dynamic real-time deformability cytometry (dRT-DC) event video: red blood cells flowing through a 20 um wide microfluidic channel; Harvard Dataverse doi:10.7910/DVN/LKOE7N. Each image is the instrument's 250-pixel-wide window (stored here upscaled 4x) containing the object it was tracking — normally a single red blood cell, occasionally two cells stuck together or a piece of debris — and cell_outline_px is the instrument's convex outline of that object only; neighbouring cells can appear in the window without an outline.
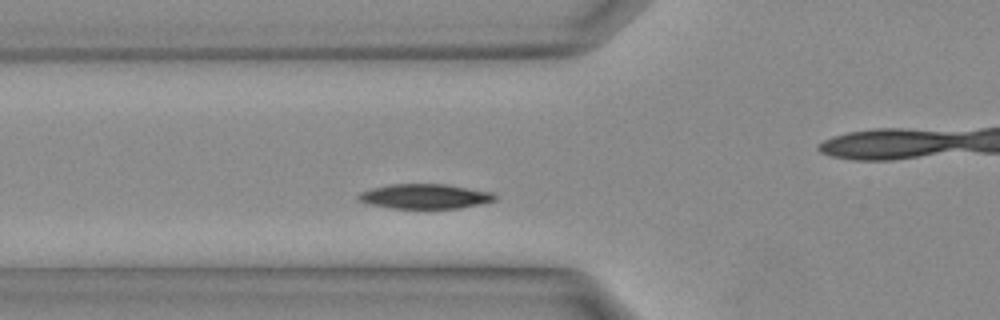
{"species": "Egyptian fruit bat (a non-hibernating species)", "species_latin": "Rousettus aegyptiacus", "temperature_condition": "warm", "stored_images_in_passage": 27, "camera_frame_rate_fps": 3000, "um_per_image_px": 0.085, "animal": {"sex": "female"}, "frame": {"image": 1, "passage_image": 5, "time_ms": 1.333, "image_size_px": [1000, 320], "cell_outline_px": [[496, 200], [480, 204], [460, 208], [392, 208], [368, 204], [360, 200], [356, 196], [360, 192], [372, 188], [392, 184], [444, 184], [492, 192], [496, 196]], "centroid_in_image_um": [36.11, 16.69], "position_along_channel_um": 89.7, "area_um2": 19.54}}